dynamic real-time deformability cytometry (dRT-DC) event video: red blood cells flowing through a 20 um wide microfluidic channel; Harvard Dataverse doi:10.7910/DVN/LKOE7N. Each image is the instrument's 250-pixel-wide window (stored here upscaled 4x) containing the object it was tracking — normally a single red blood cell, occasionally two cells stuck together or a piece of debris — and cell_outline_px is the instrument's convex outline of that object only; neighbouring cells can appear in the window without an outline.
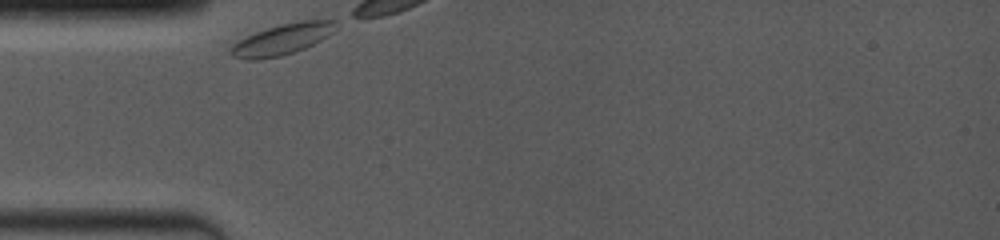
{"species": "common noctule bat (a hibernating species)", "species_latin": "Nyctalus noctula", "temperature_condition": "room temperature", "stored_images_in_passage": 20, "camera_frame_rate_fps": 4000, "um_per_image_px": 0.085, "animal": {"sex": "female", "body_mass_g": 19.0, "forearm_length_mm": 53.3}, "frame": {"image": 1, "passage_image": 1, "time_ms": 0.0, "image_size_px": [1000, 240], "cell_outline_px": [[336, 20], [332, 32], [328, 36], [304, 48], [280, 56], [256, 60], [244, 60], [232, 56], [228, 52], [228, 48], [232, 44], [244, 36], [280, 24], [300, 20]], "centroid_in_image_um": [23.89, 3.35], "position_along_channel_um": 61.1, "area_um2": 18.9}}